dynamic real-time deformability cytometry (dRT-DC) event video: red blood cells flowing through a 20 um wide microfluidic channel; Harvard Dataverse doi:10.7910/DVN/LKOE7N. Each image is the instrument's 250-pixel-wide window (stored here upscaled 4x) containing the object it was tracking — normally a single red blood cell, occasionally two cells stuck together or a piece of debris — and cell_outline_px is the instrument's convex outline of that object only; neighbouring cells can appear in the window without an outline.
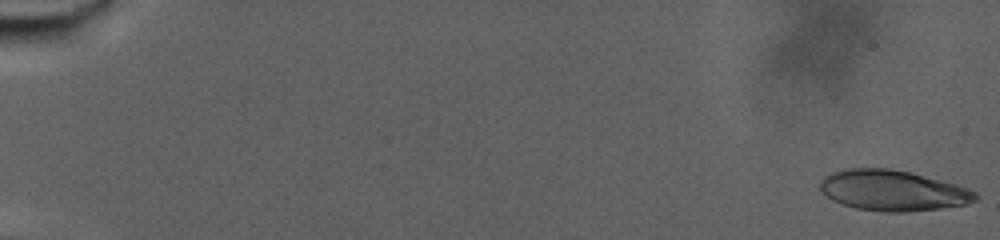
{"species": "human", "species_latin": "Homo sapiens", "temperature_condition": "warm", "stored_images_in_passage": 78, "camera_frame_rate_fps": 3000, "um_per_image_px": 0.085, "donor": {"sex": "male"}, "frame": {"image": 1, "passage_image": 1, "time_ms": 0.0, "image_size_px": [1000, 240], "cell_outline_px": [[976, 200], [968, 204], [940, 208], [908, 212], [884, 212], [856, 208], [832, 200], [820, 188], [820, 180], [824, 176], [832, 172], [848, 168], [888, 168], [912, 172], [956, 184], [976, 192]], "centroid_in_image_um": [75.89, 16.18], "position_along_channel_um": 9.1, "area_um2": 36.7}}
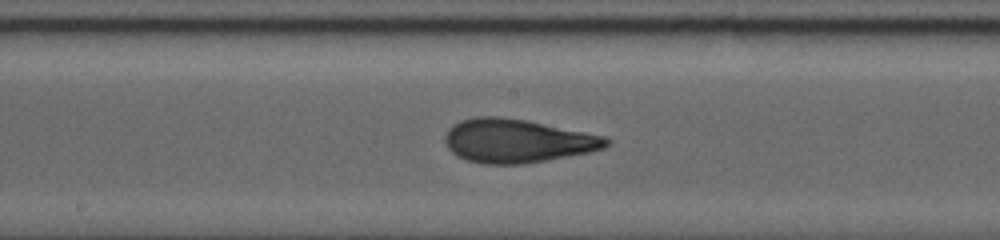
{"frame": {"image": 2, "passage_image": 44, "time_ms": 14.333, "image_size_px": [1000, 240], "cell_outline_px": [[612, 140], [604, 148], [588, 152], [568, 156], [524, 164], [484, 164], [468, 160], [456, 156], [444, 144], [444, 136], [448, 128], [452, 124], [460, 120], [476, 116], [500, 116], [524, 120], [604, 136]], "centroid_in_image_um": [43.89, 11.97], "position_along_channel_um": 204.3, "area_um2": 40.92}}
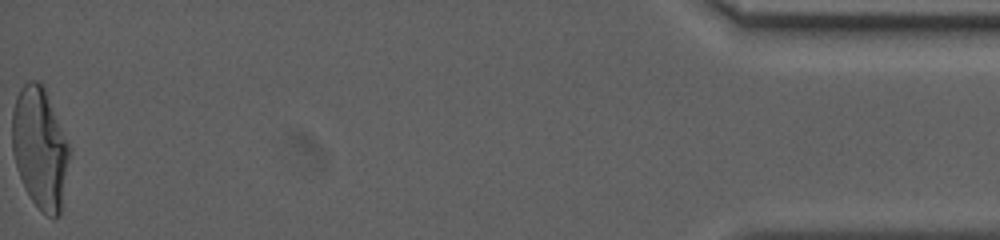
{"frame": {"image": 3, "passage_image": 78, "time_ms": 25.667, "image_size_px": [1000, 240], "cell_outline_px": [[72, 152], [60, 212], [52, 220], [32, 200], [24, 188], [16, 168], [12, 152], [12, 112], [16, 96], [20, 88], [28, 80], [36, 80], [44, 88], [68, 140]], "centroid_in_image_um": [3.4, 12.59], "position_along_channel_um": 431.8, "area_um2": 40.75}, "authors_computed_cell_mechanics": {"area_um2": 39.0439, "velocity_mm_per_s": 2.7609, "shape_relaxation_time_tau1_ms": 9.1981, "shape_relaxation_time_tau2_ms": 1.6202, "deformation_change_tau1": 0.2757, "deformation_change_tau2": 0.092}}